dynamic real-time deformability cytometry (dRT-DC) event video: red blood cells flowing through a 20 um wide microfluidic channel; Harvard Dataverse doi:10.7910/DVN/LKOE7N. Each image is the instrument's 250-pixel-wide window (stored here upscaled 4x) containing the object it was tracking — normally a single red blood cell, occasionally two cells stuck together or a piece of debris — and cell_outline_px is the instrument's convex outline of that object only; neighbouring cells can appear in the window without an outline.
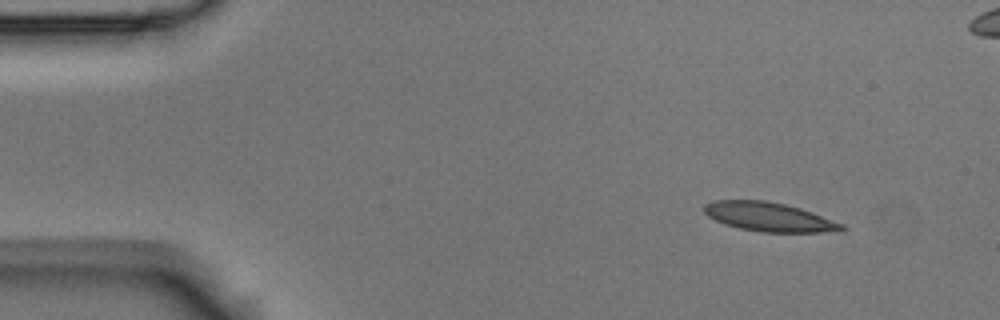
{"species": "Egyptian fruit bat (a non-hibernating species)", "species_latin": "Rousettus aegyptiacus", "temperature_condition": "room temperature", "stored_images_in_passage": 4, "camera_frame_rate_fps": 3000, "um_per_image_px": 0.085, "animal": {"sex": "male"}, "frame": {"image": 1, "passage_image": 1, "time_ms": 0.0, "image_size_px": [1000, 320], "cell_outline_px": [[848, 228], [844, 232], [760, 232], [740, 228], [724, 224], [708, 216], [704, 212], [704, 204], [712, 200], [764, 200], [784, 204], [800, 208], [812, 212], [844, 224]], "centroid_in_image_um": [65.42, 18.44], "position_along_channel_um": 19.6, "area_um2": 23.47}}